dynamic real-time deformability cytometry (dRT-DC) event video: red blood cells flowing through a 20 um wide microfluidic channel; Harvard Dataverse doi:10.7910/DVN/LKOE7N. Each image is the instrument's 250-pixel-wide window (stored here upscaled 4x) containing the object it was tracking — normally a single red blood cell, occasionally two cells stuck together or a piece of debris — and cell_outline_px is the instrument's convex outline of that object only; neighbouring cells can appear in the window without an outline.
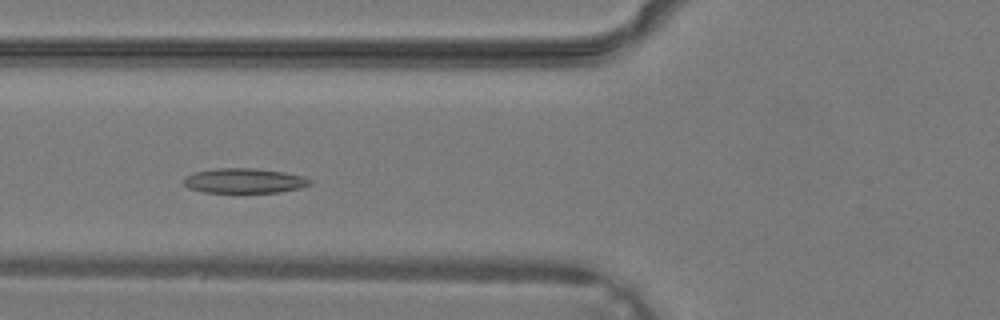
{"species": "common noctule bat (a hibernating species)", "species_latin": "Nyctalus noctula", "temperature_condition": "warm", "stored_images_in_passage": 28, "camera_frame_rate_fps": 3000, "um_per_image_px": 0.085, "animal": {"sex": "male", "body_mass_g": 19.2, "forearm_length_mm": 51.8}, "frame": {"image": 1, "passage_image": 11, "time_ms": 3.333, "image_size_px": [1000, 320], "cell_outline_px": [[312, 184], [300, 188], [280, 192], [204, 192], [188, 188], [184, 184], [184, 176], [192, 172], [216, 168], [252, 168], [284, 172], [300, 176], [312, 180]], "centroid_in_image_um": [20.73, 15.36], "position_along_channel_um": 105.1, "area_um2": 18.26}}
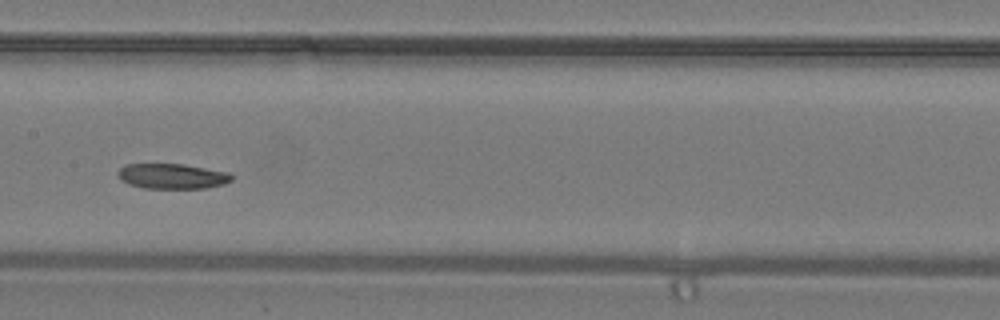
{"frame": {"image": 2, "passage_image": 16, "time_ms": 5.0, "image_size_px": [1000, 320], "cell_outline_px": [[232, 180], [224, 184], [204, 188], [144, 188], [128, 184], [120, 180], [116, 172], [124, 164], [180, 164], [228, 172], [232, 176]], "centroid_in_image_um": [14.58, 14.98], "position_along_channel_um": 192.8, "area_um2": 16.65}}
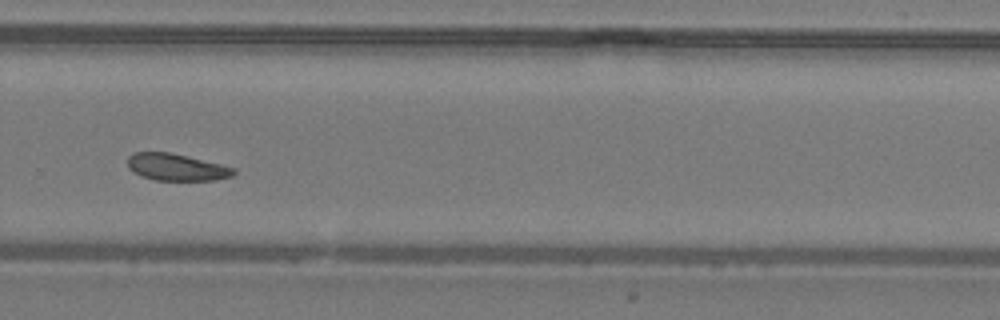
{"frame": {"image": 3, "passage_image": 23, "time_ms": 7.333, "image_size_px": [1000, 320], "cell_outline_px": [[236, 172], [232, 176], [216, 180], [156, 180], [140, 176], [132, 172], [128, 168], [128, 156], [132, 152], [168, 152], [220, 164], [236, 168]], "centroid_in_image_um": [14.97, 14.21], "position_along_channel_um": 314.8, "area_um2": 16.65}}